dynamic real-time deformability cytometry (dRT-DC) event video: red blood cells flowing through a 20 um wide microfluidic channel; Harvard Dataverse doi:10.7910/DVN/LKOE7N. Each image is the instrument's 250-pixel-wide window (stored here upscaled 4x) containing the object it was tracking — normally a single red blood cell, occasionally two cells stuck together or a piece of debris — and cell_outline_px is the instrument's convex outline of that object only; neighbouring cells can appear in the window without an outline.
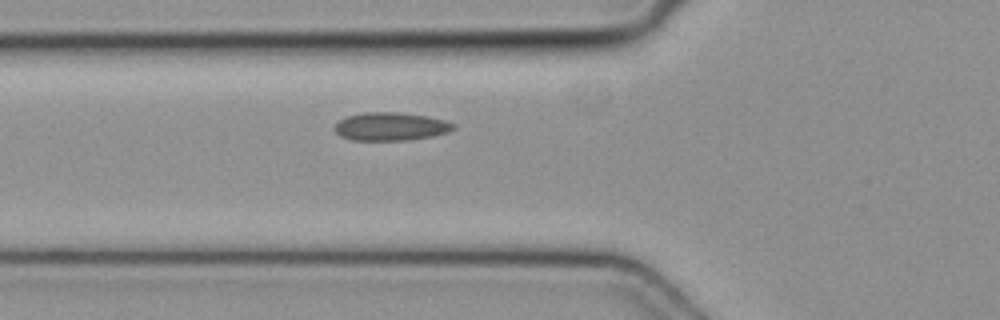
{"species": "common noctule bat (a hibernating species)", "species_latin": "Nyctalus noctula", "temperature_condition": "cold", "stored_images_in_passage": 32, "camera_frame_rate_fps": 3000, "um_per_image_px": 0.085, "animal": {"sex": "female", "body_mass_g": 19.3, "forearm_length_mm": 54.1}, "frame": {"image": 1, "passage_image": 6, "time_ms": 1.667, "image_size_px": [1000, 320], "cell_outline_px": [[456, 128], [448, 132], [432, 136], [408, 140], [352, 140], [340, 136], [332, 128], [340, 120], [348, 116], [364, 112], [400, 112], [428, 116], [444, 120], [456, 124]], "centroid_in_image_um": [33.22, 10.75], "position_along_channel_um": 92.6, "area_um2": 19.59}}
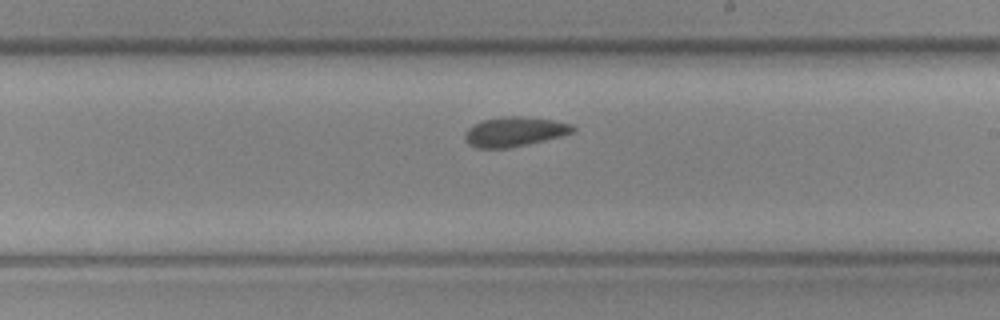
{"frame": {"image": 2, "passage_image": 17, "time_ms": 5.333, "image_size_px": [1000, 320], "cell_outline_px": [[576, 132], [528, 144], [508, 148], [476, 148], [468, 144], [464, 136], [468, 128], [472, 124], [484, 120], [504, 116], [524, 116], [552, 120], [572, 124], [576, 128]], "centroid_in_image_um": [43.74, 11.19], "position_along_channel_um": 245.3, "area_um2": 18.67}}
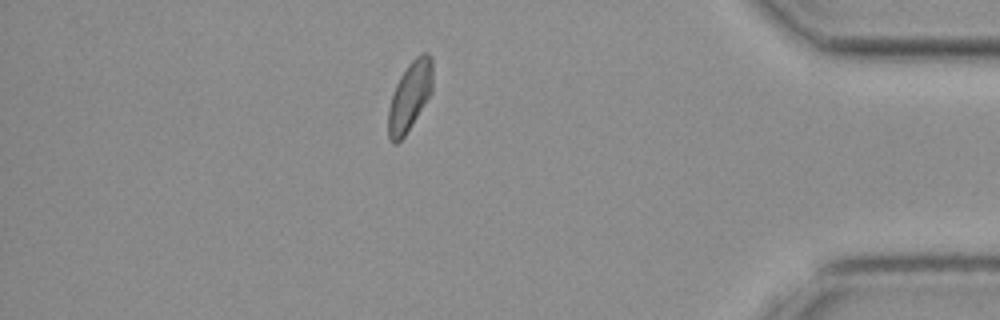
{"frame": {"image": 3, "passage_image": 31, "time_ms": 10.0, "image_size_px": [1000, 320], "cell_outline_px": [[432, 92], [412, 124], [404, 136], [396, 144], [392, 144], [388, 140], [388, 108], [396, 84], [400, 76], [408, 64], [416, 56], [424, 52], [428, 52], [432, 56]], "centroid_in_image_um": [34.82, 8.17], "position_along_channel_um": 400.4, "area_um2": 17.92}}